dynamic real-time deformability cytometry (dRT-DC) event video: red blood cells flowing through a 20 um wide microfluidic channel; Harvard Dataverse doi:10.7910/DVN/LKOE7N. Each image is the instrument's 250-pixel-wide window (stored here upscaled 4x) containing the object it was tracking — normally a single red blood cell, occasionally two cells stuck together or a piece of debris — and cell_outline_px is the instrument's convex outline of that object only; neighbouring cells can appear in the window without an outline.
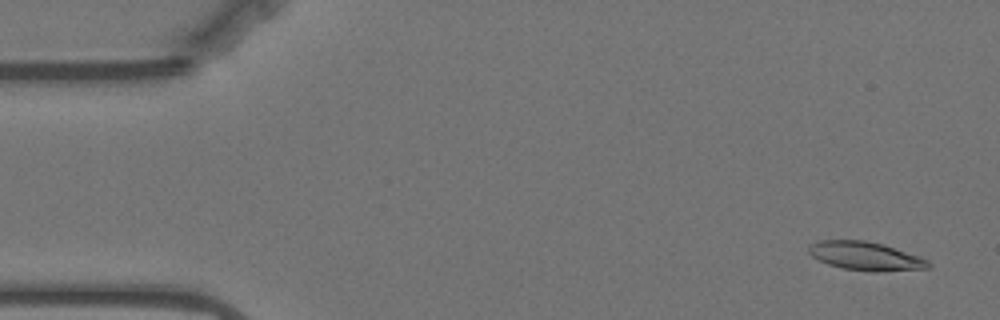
{"species": "Egyptian fruit bat (a non-hibernating species)", "species_latin": "Rousettus aegyptiacus", "temperature_condition": "warm", "stored_images_in_passage": 57, "camera_frame_rate_fps": 3000, "um_per_image_px": 0.085, "animal": {"sex": "female"}, "frame": {"image": 1, "passage_image": 3, "time_ms": 0.667, "image_size_px": [1000, 320], "cell_outline_px": [[932, 264], [928, 268], [844, 268], [828, 264], [812, 256], [808, 252], [808, 248], [812, 244], [820, 240], [864, 240], [884, 244], [928, 260]], "centroid_in_image_um": [73.48, 21.69], "position_along_channel_um": 11.5, "area_um2": 18.44}}
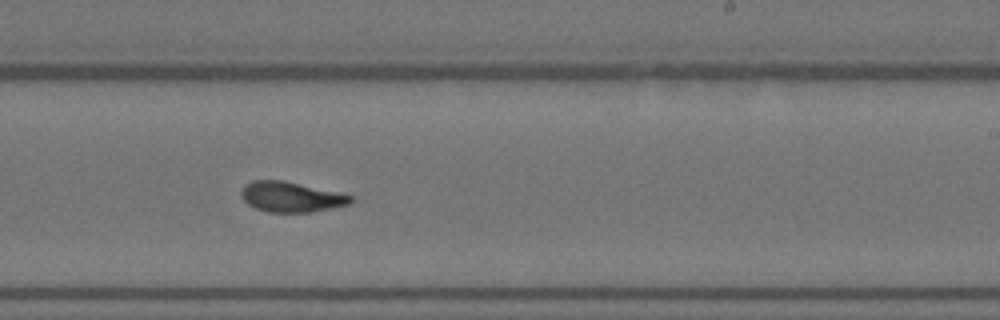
{"frame": {"image": 2, "passage_image": 34, "time_ms": 11.0, "image_size_px": [1000, 320], "cell_outline_px": [[352, 204], [308, 212], [268, 212], [256, 208], [248, 204], [244, 200], [240, 192], [244, 184], [252, 180], [284, 180], [336, 192], [352, 196]], "centroid_in_image_um": [24.7, 16.73], "position_along_channel_um": 264.3, "area_um2": 19.13}}
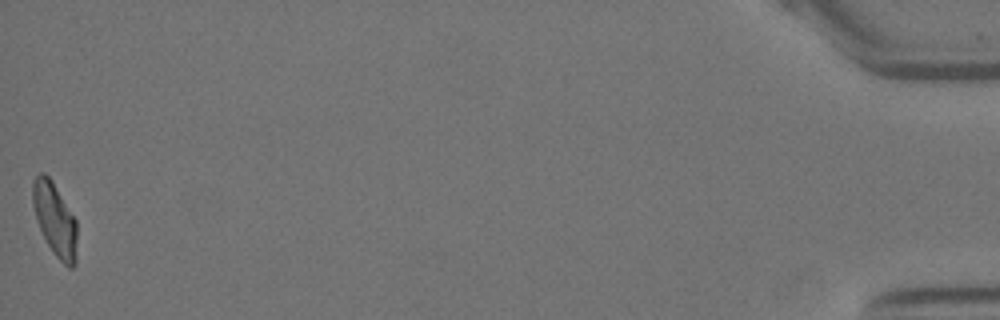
{"frame": {"image": 3, "passage_image": 57, "time_ms": 18.667, "image_size_px": [1000, 320], "cell_outline_px": [[76, 264], [72, 268], [68, 268], [56, 256], [48, 244], [36, 220], [32, 204], [32, 180], [40, 172], [44, 172], [52, 180], [76, 220]], "centroid_in_image_um": [4.65, 18.63], "position_along_channel_um": 430.5, "area_um2": 18.84}, "authors_computed_cell_mechanics": {"area_um2": 19.1896, "velocity_mm_per_s": 3.5169, "shape_relaxation_time_tau1_ms": 5.9545, "shape_relaxation_time_tau2_ms": 3.078, "deformation_change_tau1": 0.2088, "deformation_change_tau2": 0.0816}}